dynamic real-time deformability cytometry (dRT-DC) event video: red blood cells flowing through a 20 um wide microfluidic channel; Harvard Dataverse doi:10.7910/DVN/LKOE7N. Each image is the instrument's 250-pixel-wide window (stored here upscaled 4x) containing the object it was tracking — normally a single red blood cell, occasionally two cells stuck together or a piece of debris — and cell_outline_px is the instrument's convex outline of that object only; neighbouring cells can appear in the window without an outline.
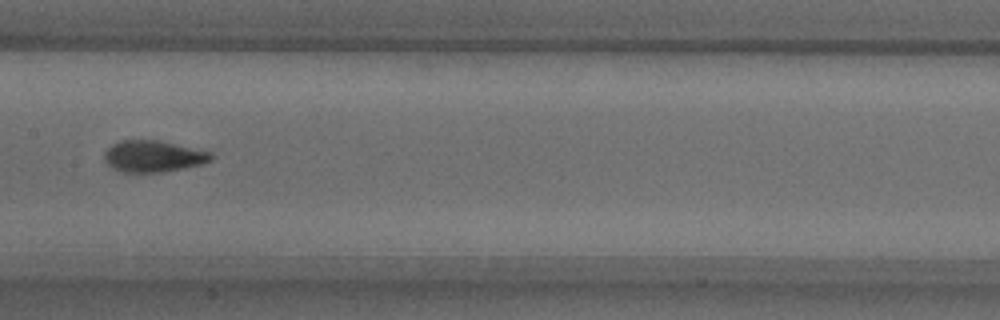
{"species": "common noctule bat (a hibernating species)", "species_latin": "Nyctalus noctula", "temperature_condition": "warm", "stored_images_in_passage": 37, "camera_frame_rate_fps": 3000, "um_per_image_px": 0.085, "animal": {"sex": "male", "body_mass_g": 18.8}, "frame": {"image": 1, "passage_image": 11, "time_ms": 3.333, "image_size_px": [1000, 320], "cell_outline_px": [[216, 156], [212, 160], [200, 164], [184, 168], [164, 172], [124, 172], [112, 168], [104, 160], [104, 152], [112, 144], [120, 140], [160, 140], [212, 152]], "centroid_in_image_um": [13.05, 13.28], "position_along_channel_um": 194.4, "area_um2": 19.77}}
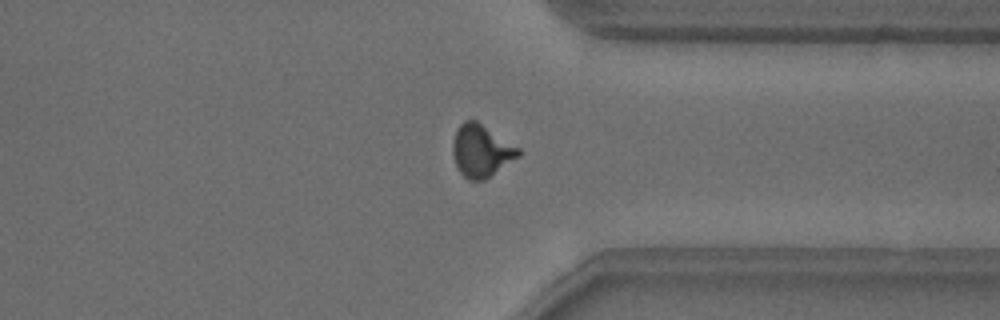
{"frame": {"image": 2, "passage_image": 25, "time_ms": 8.0, "image_size_px": [1000, 320], "cell_outline_px": [[520, 156], [484, 180], [468, 180], [460, 172], [456, 164], [452, 152], [452, 144], [456, 128], [464, 120], [476, 120], [520, 148]], "centroid_in_image_um": [40.89, 12.81], "position_along_channel_um": 370.5, "area_um2": 20.0}}
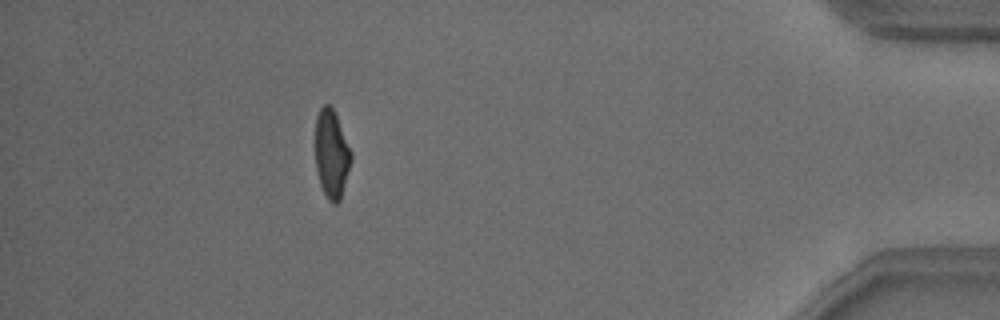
{"frame": {"image": 3, "passage_image": 32, "time_ms": 10.333, "image_size_px": [1000, 320], "cell_outline_px": [[352, 160], [340, 200], [336, 204], [332, 204], [328, 200], [320, 184], [316, 168], [316, 116], [320, 108], [324, 104], [328, 104], [332, 108], [336, 116], [352, 152]], "centroid_in_image_um": [28.19, 13.11], "position_along_channel_um": 407.0, "area_um2": 18.26}, "authors_computed_cell_mechanics": {"area_um2": 18.9584, "velocity_mm_per_s": 3.8446, "shape_relaxation_time_tau1_ms": 9.0566, "shape_relaxation_time_tau2_ms": 1.7941, "deformation_change_tau1": 0.1832, "deformation_change_tau2": 0.0768}}